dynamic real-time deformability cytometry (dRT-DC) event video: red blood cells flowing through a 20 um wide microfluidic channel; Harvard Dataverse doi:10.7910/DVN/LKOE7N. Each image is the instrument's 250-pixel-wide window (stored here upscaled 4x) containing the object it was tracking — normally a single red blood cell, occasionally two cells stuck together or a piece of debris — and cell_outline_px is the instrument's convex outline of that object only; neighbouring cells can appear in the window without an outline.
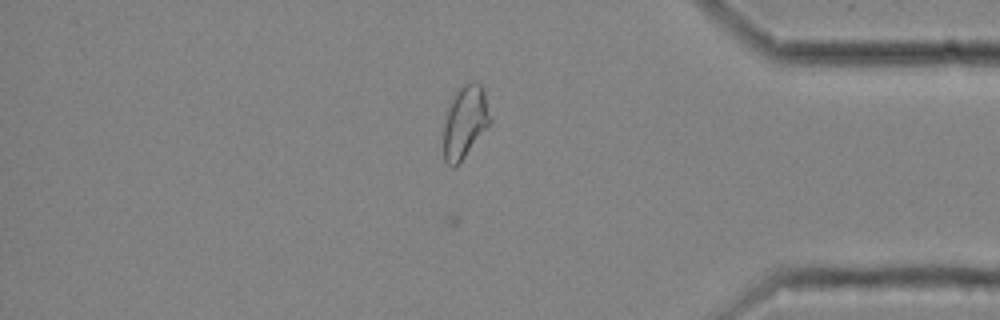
{"species": "common noctule bat (a hibernating species)", "species_latin": "Nyctalus noctula", "temperature_condition": "cold", "stored_images_in_passage": 60, "camera_frame_rate_fps": 3000, "um_per_image_px": 0.085, "animal": {"sex": "female", "body_mass_g": 25.1}, "frame": {"image": 1, "passage_image": 51, "time_ms": 16.667, "image_size_px": [1000, 320], "cell_outline_px": [[492, 124], [460, 164], [456, 168], [452, 168], [444, 160], [444, 124], [452, 96], [464, 84], [480, 84], [484, 92], [492, 120]], "centroid_in_image_um": [39.55, 10.46], "position_along_channel_um": 395.7, "area_um2": 19.88}}